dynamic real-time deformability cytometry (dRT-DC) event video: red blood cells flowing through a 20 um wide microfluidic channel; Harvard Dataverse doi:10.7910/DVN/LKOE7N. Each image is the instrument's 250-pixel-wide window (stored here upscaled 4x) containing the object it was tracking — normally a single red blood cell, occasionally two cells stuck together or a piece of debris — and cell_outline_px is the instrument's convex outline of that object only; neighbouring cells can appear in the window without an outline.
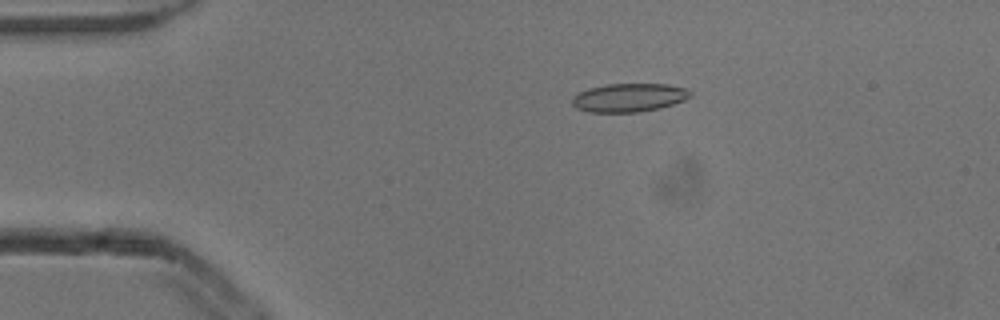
{"species": "common noctule bat (a hibernating species)", "species_latin": "Nyctalus noctula", "temperature_condition": "cold", "stored_images_in_passage": 6, "camera_frame_rate_fps": 3000, "um_per_image_px": 0.085, "animal": {"sex": "male", "body_mass_g": 13.3}, "frame": {"image": 1, "passage_image": 2, "time_ms": 0.333, "image_size_px": [1000, 320], "cell_outline_px": [[692, 96], [684, 100], [660, 108], [636, 112], [588, 112], [576, 108], [572, 104], [572, 96], [588, 88], [604, 84], [668, 84], [688, 88], [692, 92]], "centroid_in_image_um": [53.47, 8.29], "position_along_channel_um": 31.5, "area_um2": 19.77}}
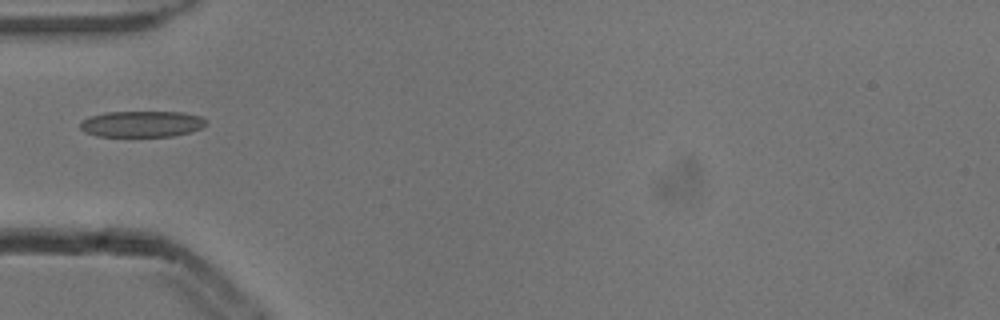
{"frame": {"image": 2, "passage_image": 4, "time_ms": 1.0, "image_size_px": [1000, 320], "cell_outline_px": [[208, 124], [200, 128], [188, 132], [172, 136], [96, 136], [84, 132], [80, 128], [80, 124], [88, 116], [104, 112], [184, 112], [200, 116], [208, 120]], "centroid_in_image_um": [12.05, 10.53], "position_along_channel_um": 72.9, "area_um2": 19.25}}
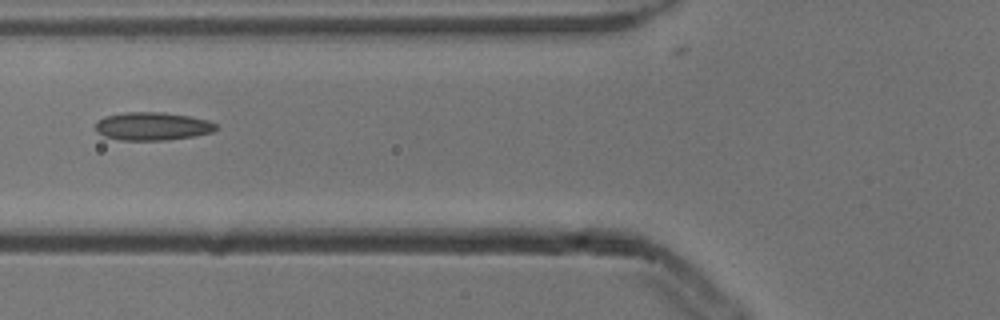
{"frame": {"image": 3, "passage_image": 5, "time_ms": 1.333, "image_size_px": [1000, 320], "cell_outline_px": [[220, 128], [212, 132], [196, 136], [164, 140], [120, 140], [104, 136], [96, 132], [96, 120], [104, 116], [124, 112], [164, 112], [188, 116], [208, 120], [216, 124]], "centroid_in_image_um": [12.95, 10.73], "position_along_channel_um": 112.8, "area_um2": 19.94}}